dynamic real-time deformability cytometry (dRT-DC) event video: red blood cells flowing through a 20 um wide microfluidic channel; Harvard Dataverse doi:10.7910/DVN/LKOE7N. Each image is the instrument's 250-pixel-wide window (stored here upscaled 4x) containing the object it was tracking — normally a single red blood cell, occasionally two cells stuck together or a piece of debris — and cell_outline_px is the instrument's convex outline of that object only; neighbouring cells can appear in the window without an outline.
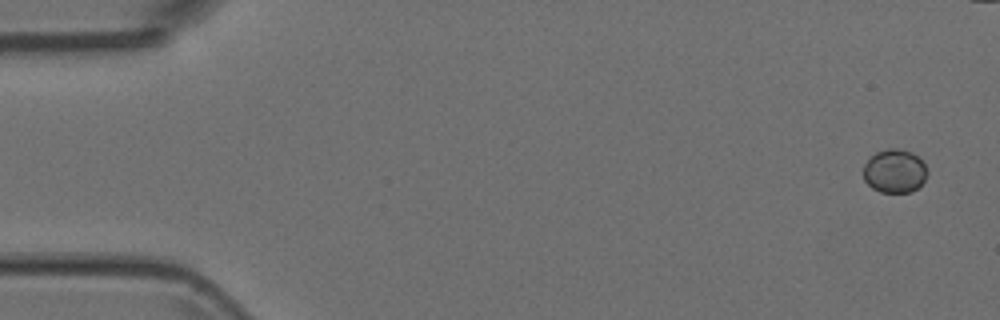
{"species": "Egyptian fruit bat (a non-hibernating species)", "species_latin": "Rousettus aegyptiacus", "temperature_condition": "room temperature", "stored_images_in_passage": 6, "camera_frame_rate_fps": 3000, "um_per_image_px": 0.085, "animal": {"sex": "female"}, "frame": {"image": 1, "passage_image": 1, "time_ms": 0.0, "image_size_px": [1000, 320], "cell_outline_px": [[928, 172], [924, 180], [912, 192], [880, 192], [872, 188], [864, 180], [864, 164], [876, 152], [888, 148], [896, 148], [912, 152], [924, 164]], "centroid_in_image_um": [76.03, 14.54], "position_along_channel_um": 9.0, "area_um2": 16.07}}